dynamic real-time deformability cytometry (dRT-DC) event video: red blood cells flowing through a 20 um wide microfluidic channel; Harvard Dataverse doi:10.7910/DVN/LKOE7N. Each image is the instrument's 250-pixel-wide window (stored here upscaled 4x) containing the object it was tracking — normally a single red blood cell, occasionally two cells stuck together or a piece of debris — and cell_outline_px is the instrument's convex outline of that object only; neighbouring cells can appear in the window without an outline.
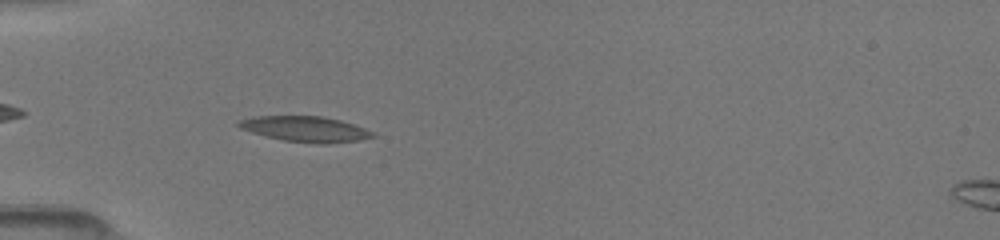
{"species": "common noctule bat (a hibernating species)", "species_latin": "Nyctalus noctula", "temperature_condition": "room temperature", "stored_images_in_passage": 24, "camera_frame_rate_fps": 3000, "um_per_image_px": 0.085, "animal": {"sex": "female", "body_mass_g": 19.5, "forearm_length_mm": 54.1}, "frame": {"image": 1, "passage_image": 7, "time_ms": 5.0, "image_size_px": [1000, 240], "cell_outline_px": [[376, 136], [360, 140], [328, 144], [320, 144], [284, 140], [252, 132], [240, 128], [236, 124], [240, 120], [252, 116], [324, 116], [340, 120], [364, 128], [372, 132]], "centroid_in_image_um": [25.96, 10.96], "position_along_channel_um": 59.0, "area_um2": 19.77}}
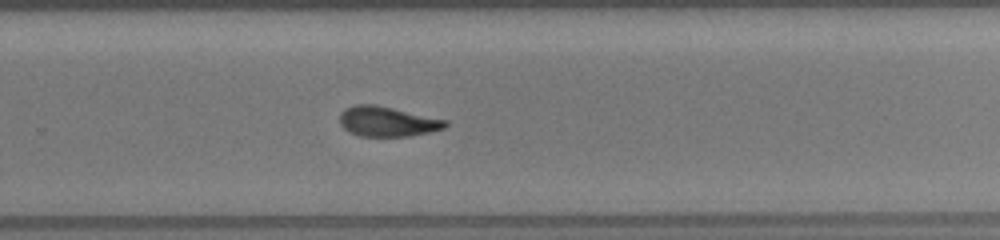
{"frame": {"image": 2, "passage_image": 16, "time_ms": 11.0, "image_size_px": [1000, 240], "cell_outline_px": [[448, 124], [444, 128], [428, 132], [408, 136], [360, 136], [348, 132], [340, 124], [340, 112], [344, 108], [356, 104], [376, 104], [448, 120]], "centroid_in_image_um": [32.9, 10.31], "position_along_channel_um": 296.9, "area_um2": 18.55}}
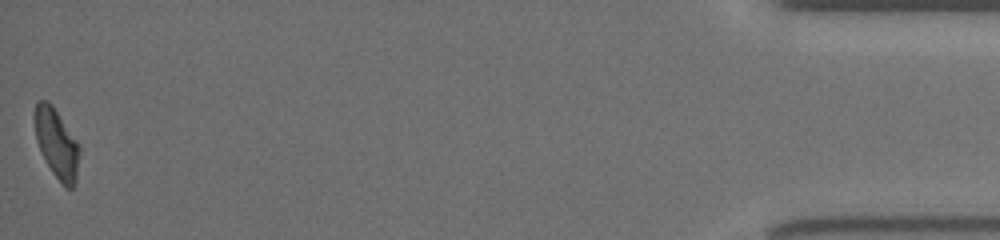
{"frame": {"image": 3, "passage_image": 24, "time_ms": 16.333, "image_size_px": [1000, 240], "cell_outline_px": [[80, 152], [76, 180], [72, 188], [64, 188], [52, 172], [36, 140], [36, 100], [48, 100], [52, 104], [80, 144]], "centroid_in_image_um": [4.86, 12.21], "position_along_channel_um": 430.3, "area_um2": 17.92}}